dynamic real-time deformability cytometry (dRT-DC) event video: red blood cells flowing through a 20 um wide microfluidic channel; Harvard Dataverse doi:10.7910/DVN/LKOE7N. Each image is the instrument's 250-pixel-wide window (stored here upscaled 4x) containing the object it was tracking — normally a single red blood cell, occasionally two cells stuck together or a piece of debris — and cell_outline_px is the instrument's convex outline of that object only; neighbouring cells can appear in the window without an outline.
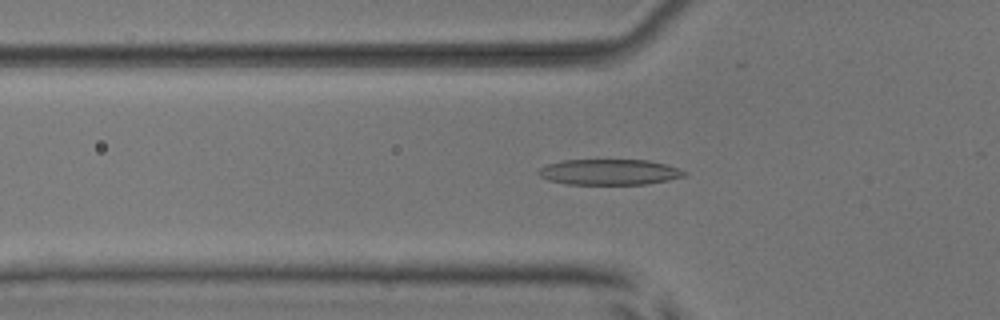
{"species": "common noctule bat (a hibernating species)", "species_latin": "Nyctalus noctula", "temperature_condition": "room temperature", "stored_images_in_passage": 45, "camera_frame_rate_fps": 3000, "um_per_image_px": 0.085, "animal": {"sex": "male", "body_mass_g": 17.9, "forearm_length_mm": 54.2}, "frame": {"image": 1, "passage_image": 18, "time_ms": 5.667, "image_size_px": [1000, 320], "cell_outline_px": [[688, 172], [684, 176], [668, 180], [648, 184], [568, 184], [548, 180], [540, 176], [536, 172], [540, 168], [548, 164], [564, 160], [648, 160], [664, 164]], "centroid_in_image_um": [51.77, 14.62], "position_along_channel_um": 74.0, "area_um2": 21.68}}
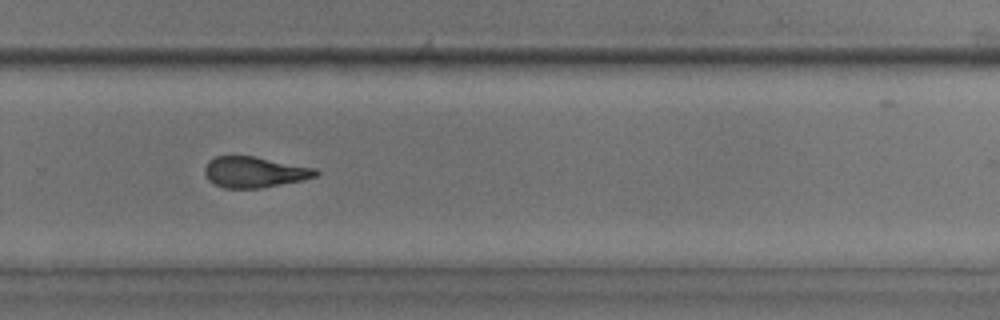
{"frame": {"image": 2, "passage_image": 36, "time_ms": 11.667, "image_size_px": [1000, 320], "cell_outline_px": [[320, 172], [316, 176], [300, 180], [260, 188], [224, 188], [208, 180], [204, 172], [204, 168], [208, 160], [216, 156], [252, 156], [316, 168]], "centroid_in_image_um": [21.59, 14.62], "position_along_channel_um": 308.2, "area_um2": 19.77}}
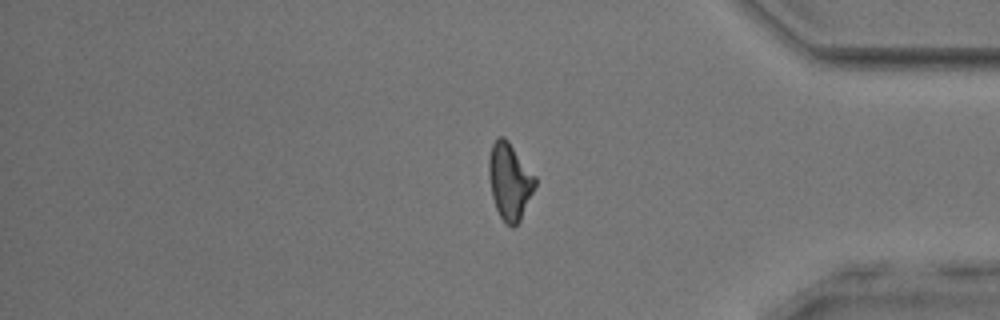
{"frame": {"image": 3, "passage_image": 44, "time_ms": 14.333, "image_size_px": [1000, 320], "cell_outline_px": [[536, 184], [520, 220], [512, 228], [500, 216], [496, 208], [492, 196], [488, 176], [488, 160], [492, 144], [496, 136], [504, 136], [508, 140], [536, 176]], "centroid_in_image_um": [43.3, 15.36], "position_along_channel_um": 391.9, "area_um2": 20.63}}